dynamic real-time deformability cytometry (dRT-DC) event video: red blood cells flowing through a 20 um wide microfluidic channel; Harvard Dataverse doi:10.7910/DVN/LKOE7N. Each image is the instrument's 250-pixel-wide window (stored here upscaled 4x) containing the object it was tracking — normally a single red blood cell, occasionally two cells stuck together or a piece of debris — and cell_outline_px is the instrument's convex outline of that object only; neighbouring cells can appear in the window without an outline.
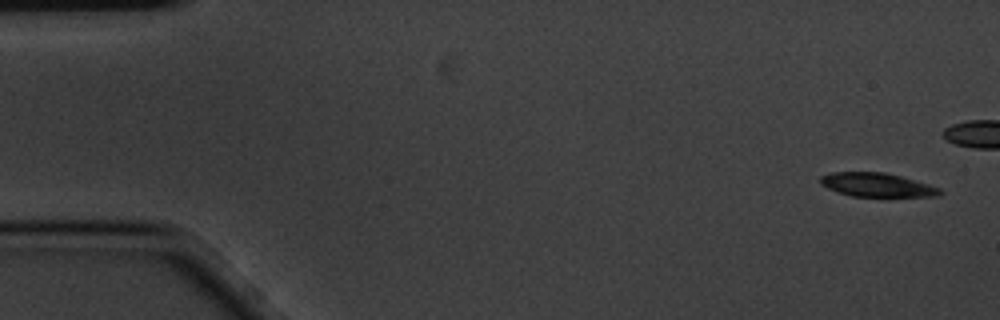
{"species": "common noctule bat (a hibernating species)", "species_latin": "Nyctalus noctula", "temperature_condition": "cold", "stored_images_in_passage": 6, "camera_frame_rate_fps": 3000, "um_per_image_px": 0.085, "animal": {"sex": "male", "body_mass_g": 20.1, "forearm_length_mm": 53.5}, "frame": {"image": 1, "passage_image": 1, "time_ms": 0.0, "image_size_px": [1000, 320], "cell_outline_px": [[944, 192], [936, 196], [852, 196], [828, 188], [820, 184], [820, 176], [832, 172], [884, 172], [900, 176], [928, 184], [940, 188]], "centroid_in_image_um": [74.53, 15.71], "position_along_channel_um": 10.5, "area_um2": 16.36}}